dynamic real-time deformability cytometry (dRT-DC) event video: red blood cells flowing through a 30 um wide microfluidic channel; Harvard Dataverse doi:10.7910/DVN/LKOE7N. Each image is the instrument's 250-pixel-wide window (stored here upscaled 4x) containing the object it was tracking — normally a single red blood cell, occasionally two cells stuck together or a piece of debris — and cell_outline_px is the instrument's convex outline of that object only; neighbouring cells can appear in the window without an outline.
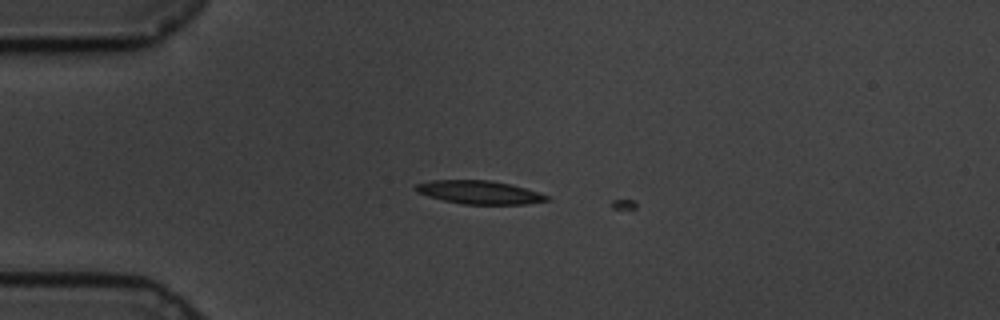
{"species": "common noctule bat (a hibernating species)", "species_latin": "Nyctalus noctula", "temperature_condition": "cold", "stored_images_in_passage": 8, "camera_frame_rate_fps": 3000, "um_per_image_px": 0.085, "animal": {"sex": "male", "body_mass_g": 19.5, "forearm_length_mm": 54.6}, "frame": {"image": 1, "passage_image": 7, "time_ms": 2.0, "image_size_px": [1000, 320], "cell_outline_px": [[552, 200], [524, 204], [464, 204], [444, 200], [428, 196], [416, 192], [412, 188], [416, 184], [432, 180], [488, 180], [508, 184], [540, 192], [548, 196]], "centroid_in_image_um": [40.73, 16.35], "position_along_channel_um": 44.3, "area_um2": 17.74}}